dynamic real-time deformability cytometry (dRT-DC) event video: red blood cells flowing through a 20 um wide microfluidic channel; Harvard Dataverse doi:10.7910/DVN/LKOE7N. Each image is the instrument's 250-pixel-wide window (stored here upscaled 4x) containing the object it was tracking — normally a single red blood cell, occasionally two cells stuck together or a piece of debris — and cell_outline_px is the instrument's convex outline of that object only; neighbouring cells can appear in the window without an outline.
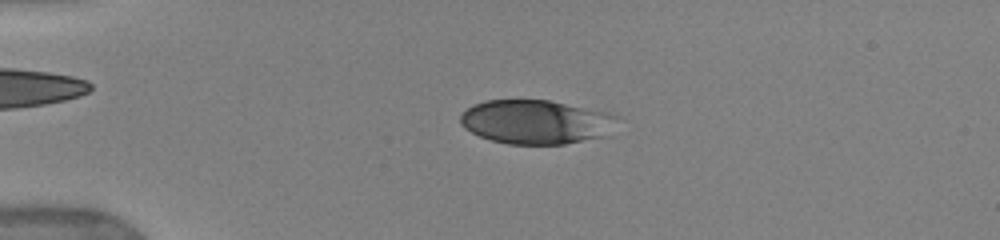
{"species": "human", "species_latin": "Homo sapiens", "temperature_condition": "warm", "stored_images_in_passage": 44, "camera_frame_rate_fps": 3000, "um_per_image_px": 0.085, "donor": {"sex": "female"}, "frame": {"image": 1, "passage_image": 7, "time_ms": 2.333, "image_size_px": [1000, 240], "cell_outline_px": [[620, 116], [600, 136], [564, 144], [508, 144], [492, 140], [480, 136], [464, 128], [460, 124], [460, 116], [472, 104], [484, 100], [548, 100], [608, 112]], "centroid_in_image_um": [45.47, 10.34], "position_along_channel_um": 39.5, "area_um2": 39.71}}
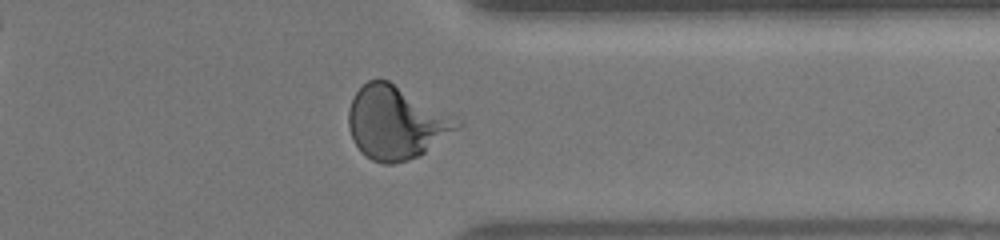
{"frame": {"image": 2, "passage_image": 34, "time_ms": 12.0, "image_size_px": [1000, 240], "cell_outline_px": [[464, 124], [460, 128], [420, 156], [408, 160], [392, 164], [384, 164], [372, 160], [360, 152], [352, 140], [348, 128], [348, 112], [352, 96], [368, 80], [388, 80], [464, 120]], "centroid_in_image_um": [33.7, 10.44], "position_along_channel_um": 377.7, "area_um2": 46.82}}
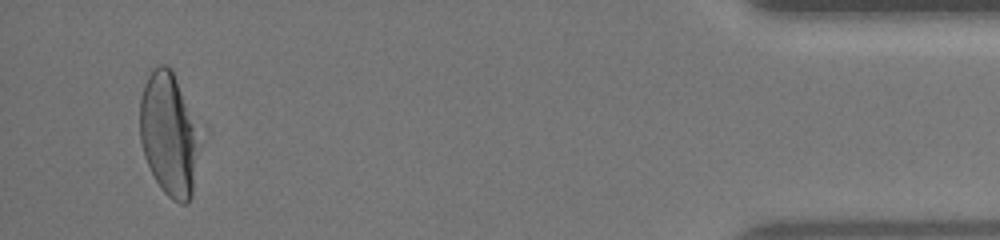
{"frame": {"image": 3, "passage_image": 42, "time_ms": 14.667, "image_size_px": [1000, 240], "cell_outline_px": [[200, 128], [192, 196], [184, 204], [180, 204], [172, 200], [160, 188], [144, 156], [140, 140], [140, 100], [144, 84], [148, 76], [160, 64], [164, 64], [172, 68]], "centroid_in_image_um": [14.36, 11.39], "position_along_channel_um": 420.8, "area_um2": 42.95}, "authors_computed_cell_mechanics": {"area_um2": 41.905, "velocity_mm_per_s": 3.9351, "shape_relaxation_time_tau1_ms": 3.8709, "shape_relaxation_time_tau2_ms": null, "deformation_change_tau1": 0.1753, "deformation_change_tau2": null}}